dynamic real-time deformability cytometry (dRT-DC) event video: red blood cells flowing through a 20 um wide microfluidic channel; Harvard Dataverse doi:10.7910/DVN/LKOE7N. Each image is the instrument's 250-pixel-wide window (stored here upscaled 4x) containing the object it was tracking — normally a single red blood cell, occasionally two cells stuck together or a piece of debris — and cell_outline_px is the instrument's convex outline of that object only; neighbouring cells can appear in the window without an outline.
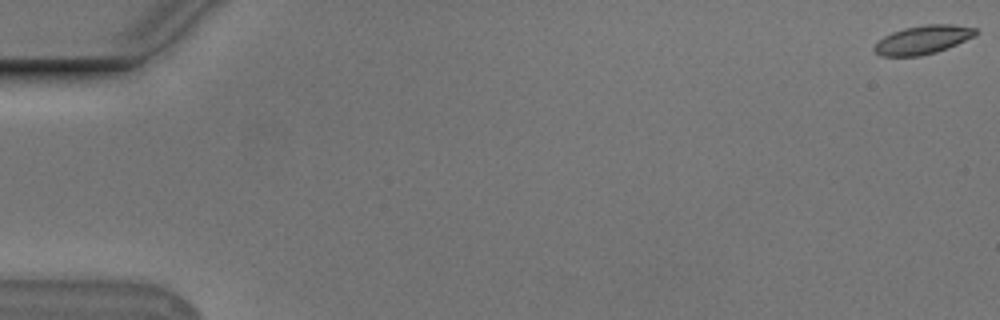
{"species": "Egyptian fruit bat (a non-hibernating species)", "species_latin": "Rousettus aegyptiacus", "temperature_condition": "cold", "stored_images_in_passage": 56, "camera_frame_rate_fps": 3000, "um_per_image_px": 0.085, "animal": {"sex": "male"}, "frame": {"image": 1, "passage_image": 1, "time_ms": 0.0, "image_size_px": [1000, 320], "cell_outline_px": [[980, 32], [956, 44], [936, 52], [920, 56], [880, 56], [872, 48], [884, 36], [892, 32], [904, 28], [924, 24], [952, 24], [976, 28]], "centroid_in_image_um": [78.43, 3.37], "position_along_channel_um": 6.6, "area_um2": 16.76}}
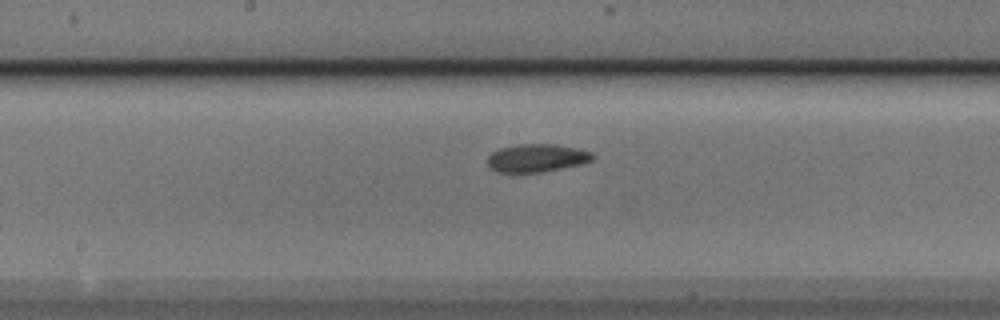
{"frame": {"image": 2, "passage_image": 30, "time_ms": 9.667, "image_size_px": [1000, 320], "cell_outline_px": [[592, 160], [580, 164], [540, 172], [496, 172], [488, 168], [488, 156], [492, 152], [500, 148], [520, 144], [556, 144], [576, 148], [592, 152]], "centroid_in_image_um": [45.57, 13.42], "position_along_channel_um": 202.6, "area_um2": 16.99}}
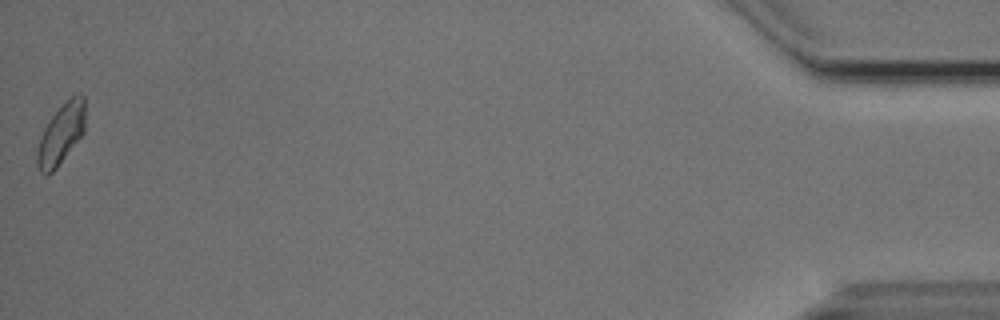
{"frame": {"image": 3, "passage_image": 56, "time_ms": 18.333, "image_size_px": [1000, 320], "cell_outline_px": [[84, 132], [56, 168], [48, 176], [44, 176], [40, 172], [36, 164], [36, 152], [44, 128], [48, 120], [76, 92], [80, 92], [84, 96]], "centroid_in_image_um": [5.17, 11.42], "position_along_channel_um": 430.0, "area_um2": 16.76}, "authors_computed_cell_mechanics": {"area_um2": 17.051, "velocity_mm_per_s": 3.7238, "shape_relaxation_time_tau1_ms": 4.7234, "shape_relaxation_time_tau2_ms": null, "deformation_change_tau1": 0.1146, "deformation_change_tau2": null}}